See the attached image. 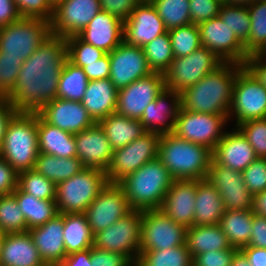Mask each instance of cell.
Listing matches in <instances>:
<instances>
[{
    "instance_id": "f5cc1de1",
    "label": "cell",
    "mask_w": 266,
    "mask_h": 266,
    "mask_svg": "<svg viewBox=\"0 0 266 266\" xmlns=\"http://www.w3.org/2000/svg\"><path fill=\"white\" fill-rule=\"evenodd\" d=\"M191 23L199 24L201 22L219 16L223 5L221 0H189Z\"/></svg>"
},
{
    "instance_id": "4dcf8cb0",
    "label": "cell",
    "mask_w": 266,
    "mask_h": 266,
    "mask_svg": "<svg viewBox=\"0 0 266 266\" xmlns=\"http://www.w3.org/2000/svg\"><path fill=\"white\" fill-rule=\"evenodd\" d=\"M194 225H216L226 211L223 200L206 178L197 180Z\"/></svg>"
},
{
    "instance_id": "89a4df30",
    "label": "cell",
    "mask_w": 266,
    "mask_h": 266,
    "mask_svg": "<svg viewBox=\"0 0 266 266\" xmlns=\"http://www.w3.org/2000/svg\"><path fill=\"white\" fill-rule=\"evenodd\" d=\"M223 3L230 5L248 6V0H225Z\"/></svg>"
},
{
    "instance_id": "03108f58",
    "label": "cell",
    "mask_w": 266,
    "mask_h": 266,
    "mask_svg": "<svg viewBox=\"0 0 266 266\" xmlns=\"http://www.w3.org/2000/svg\"><path fill=\"white\" fill-rule=\"evenodd\" d=\"M59 266H91L90 248L67 255Z\"/></svg>"
},
{
    "instance_id": "681fc988",
    "label": "cell",
    "mask_w": 266,
    "mask_h": 266,
    "mask_svg": "<svg viewBox=\"0 0 266 266\" xmlns=\"http://www.w3.org/2000/svg\"><path fill=\"white\" fill-rule=\"evenodd\" d=\"M23 18H38L51 23L54 4L50 0H13Z\"/></svg>"
},
{
    "instance_id": "e0dca14e",
    "label": "cell",
    "mask_w": 266,
    "mask_h": 266,
    "mask_svg": "<svg viewBox=\"0 0 266 266\" xmlns=\"http://www.w3.org/2000/svg\"><path fill=\"white\" fill-rule=\"evenodd\" d=\"M101 10L99 0H59L54 5L51 32L63 38L79 35Z\"/></svg>"
},
{
    "instance_id": "cb8c5ba5",
    "label": "cell",
    "mask_w": 266,
    "mask_h": 266,
    "mask_svg": "<svg viewBox=\"0 0 266 266\" xmlns=\"http://www.w3.org/2000/svg\"><path fill=\"white\" fill-rule=\"evenodd\" d=\"M64 214H58L43 225L28 230L45 264L59 266L67 256L64 240Z\"/></svg>"
},
{
    "instance_id": "9f6ffc18",
    "label": "cell",
    "mask_w": 266,
    "mask_h": 266,
    "mask_svg": "<svg viewBox=\"0 0 266 266\" xmlns=\"http://www.w3.org/2000/svg\"><path fill=\"white\" fill-rule=\"evenodd\" d=\"M101 9L118 17L123 22L131 15L139 2L137 0H99Z\"/></svg>"
},
{
    "instance_id": "f35d334b",
    "label": "cell",
    "mask_w": 266,
    "mask_h": 266,
    "mask_svg": "<svg viewBox=\"0 0 266 266\" xmlns=\"http://www.w3.org/2000/svg\"><path fill=\"white\" fill-rule=\"evenodd\" d=\"M186 244L164 250L140 251L136 266H193Z\"/></svg>"
},
{
    "instance_id": "b9f144b4",
    "label": "cell",
    "mask_w": 266,
    "mask_h": 266,
    "mask_svg": "<svg viewBox=\"0 0 266 266\" xmlns=\"http://www.w3.org/2000/svg\"><path fill=\"white\" fill-rule=\"evenodd\" d=\"M189 0H154L151 4L167 31L191 24Z\"/></svg>"
},
{
    "instance_id": "3957f363",
    "label": "cell",
    "mask_w": 266,
    "mask_h": 266,
    "mask_svg": "<svg viewBox=\"0 0 266 266\" xmlns=\"http://www.w3.org/2000/svg\"><path fill=\"white\" fill-rule=\"evenodd\" d=\"M158 159L174 180H199L208 177L212 151L203 145L163 134L159 140Z\"/></svg>"
},
{
    "instance_id": "74e56055",
    "label": "cell",
    "mask_w": 266,
    "mask_h": 266,
    "mask_svg": "<svg viewBox=\"0 0 266 266\" xmlns=\"http://www.w3.org/2000/svg\"><path fill=\"white\" fill-rule=\"evenodd\" d=\"M88 82L83 68L67 59L58 81L57 98L81 102Z\"/></svg>"
},
{
    "instance_id": "db71d44e",
    "label": "cell",
    "mask_w": 266,
    "mask_h": 266,
    "mask_svg": "<svg viewBox=\"0 0 266 266\" xmlns=\"http://www.w3.org/2000/svg\"><path fill=\"white\" fill-rule=\"evenodd\" d=\"M236 248L200 253L193 257V266H231Z\"/></svg>"
},
{
    "instance_id": "91938a15",
    "label": "cell",
    "mask_w": 266,
    "mask_h": 266,
    "mask_svg": "<svg viewBox=\"0 0 266 266\" xmlns=\"http://www.w3.org/2000/svg\"><path fill=\"white\" fill-rule=\"evenodd\" d=\"M89 81L107 79L110 76V60L109 54L106 53L96 62L86 63L83 68Z\"/></svg>"
},
{
    "instance_id": "94428289",
    "label": "cell",
    "mask_w": 266,
    "mask_h": 266,
    "mask_svg": "<svg viewBox=\"0 0 266 266\" xmlns=\"http://www.w3.org/2000/svg\"><path fill=\"white\" fill-rule=\"evenodd\" d=\"M247 246L266 249V217L253 216L252 232Z\"/></svg>"
},
{
    "instance_id": "9c48e42d",
    "label": "cell",
    "mask_w": 266,
    "mask_h": 266,
    "mask_svg": "<svg viewBox=\"0 0 266 266\" xmlns=\"http://www.w3.org/2000/svg\"><path fill=\"white\" fill-rule=\"evenodd\" d=\"M160 137L157 133L145 132L128 145L114 149L105 172L108 183H118L142 165L157 159Z\"/></svg>"
},
{
    "instance_id": "30bf717a",
    "label": "cell",
    "mask_w": 266,
    "mask_h": 266,
    "mask_svg": "<svg viewBox=\"0 0 266 266\" xmlns=\"http://www.w3.org/2000/svg\"><path fill=\"white\" fill-rule=\"evenodd\" d=\"M223 62L208 48L200 46L191 54L174 58L164 74L165 88L181 93L214 71Z\"/></svg>"
},
{
    "instance_id": "bcb514c9",
    "label": "cell",
    "mask_w": 266,
    "mask_h": 266,
    "mask_svg": "<svg viewBox=\"0 0 266 266\" xmlns=\"http://www.w3.org/2000/svg\"><path fill=\"white\" fill-rule=\"evenodd\" d=\"M174 58L191 54L201 46L198 24H188L168 31Z\"/></svg>"
},
{
    "instance_id": "83f0119b",
    "label": "cell",
    "mask_w": 266,
    "mask_h": 266,
    "mask_svg": "<svg viewBox=\"0 0 266 266\" xmlns=\"http://www.w3.org/2000/svg\"><path fill=\"white\" fill-rule=\"evenodd\" d=\"M118 89L110 78L88 82L81 103L95 122L116 112Z\"/></svg>"
},
{
    "instance_id": "e575fe53",
    "label": "cell",
    "mask_w": 266,
    "mask_h": 266,
    "mask_svg": "<svg viewBox=\"0 0 266 266\" xmlns=\"http://www.w3.org/2000/svg\"><path fill=\"white\" fill-rule=\"evenodd\" d=\"M252 210H226L219 221V226L227 236L232 248L246 247L252 232Z\"/></svg>"
},
{
    "instance_id": "d6a6232c",
    "label": "cell",
    "mask_w": 266,
    "mask_h": 266,
    "mask_svg": "<svg viewBox=\"0 0 266 266\" xmlns=\"http://www.w3.org/2000/svg\"><path fill=\"white\" fill-rule=\"evenodd\" d=\"M98 123L104 129L113 150L128 145L145 133L139 120L128 118L116 112L101 119Z\"/></svg>"
},
{
    "instance_id": "7dc6e473",
    "label": "cell",
    "mask_w": 266,
    "mask_h": 266,
    "mask_svg": "<svg viewBox=\"0 0 266 266\" xmlns=\"http://www.w3.org/2000/svg\"><path fill=\"white\" fill-rule=\"evenodd\" d=\"M68 60L84 68L86 63L98 61L106 53L92 44L86 43L78 35L66 38Z\"/></svg>"
},
{
    "instance_id": "4316f807",
    "label": "cell",
    "mask_w": 266,
    "mask_h": 266,
    "mask_svg": "<svg viewBox=\"0 0 266 266\" xmlns=\"http://www.w3.org/2000/svg\"><path fill=\"white\" fill-rule=\"evenodd\" d=\"M170 97L173 98L171 105L166 106L167 98ZM180 108V93L165 89L154 101L149 103L139 121L145 132L159 135L173 133Z\"/></svg>"
},
{
    "instance_id": "ee69618b",
    "label": "cell",
    "mask_w": 266,
    "mask_h": 266,
    "mask_svg": "<svg viewBox=\"0 0 266 266\" xmlns=\"http://www.w3.org/2000/svg\"><path fill=\"white\" fill-rule=\"evenodd\" d=\"M0 230L4 233L28 232L25 217L13 194L0 196Z\"/></svg>"
},
{
    "instance_id": "8fae6325",
    "label": "cell",
    "mask_w": 266,
    "mask_h": 266,
    "mask_svg": "<svg viewBox=\"0 0 266 266\" xmlns=\"http://www.w3.org/2000/svg\"><path fill=\"white\" fill-rule=\"evenodd\" d=\"M228 119L227 115L198 113L180 108L173 134L213 151L225 133L222 128Z\"/></svg>"
},
{
    "instance_id": "6125c7cd",
    "label": "cell",
    "mask_w": 266,
    "mask_h": 266,
    "mask_svg": "<svg viewBox=\"0 0 266 266\" xmlns=\"http://www.w3.org/2000/svg\"><path fill=\"white\" fill-rule=\"evenodd\" d=\"M18 112L6 98H0V148L2 147L8 123Z\"/></svg>"
},
{
    "instance_id": "5b68a950",
    "label": "cell",
    "mask_w": 266,
    "mask_h": 266,
    "mask_svg": "<svg viewBox=\"0 0 266 266\" xmlns=\"http://www.w3.org/2000/svg\"><path fill=\"white\" fill-rule=\"evenodd\" d=\"M38 154L37 113L18 112L8 123L0 157L19 173L34 169Z\"/></svg>"
},
{
    "instance_id": "44dd1931",
    "label": "cell",
    "mask_w": 266,
    "mask_h": 266,
    "mask_svg": "<svg viewBox=\"0 0 266 266\" xmlns=\"http://www.w3.org/2000/svg\"><path fill=\"white\" fill-rule=\"evenodd\" d=\"M76 157L85 168H96L106 172L112 158L113 149L104 129L96 122L90 128L74 134Z\"/></svg>"
},
{
    "instance_id": "7bdbcfd3",
    "label": "cell",
    "mask_w": 266,
    "mask_h": 266,
    "mask_svg": "<svg viewBox=\"0 0 266 266\" xmlns=\"http://www.w3.org/2000/svg\"><path fill=\"white\" fill-rule=\"evenodd\" d=\"M17 187L40 200L55 201L56 199L57 185L34 169L18 173Z\"/></svg>"
},
{
    "instance_id": "816d5d0a",
    "label": "cell",
    "mask_w": 266,
    "mask_h": 266,
    "mask_svg": "<svg viewBox=\"0 0 266 266\" xmlns=\"http://www.w3.org/2000/svg\"><path fill=\"white\" fill-rule=\"evenodd\" d=\"M245 185L252 195L266 190V158H257L243 172Z\"/></svg>"
},
{
    "instance_id": "680465c9",
    "label": "cell",
    "mask_w": 266,
    "mask_h": 266,
    "mask_svg": "<svg viewBox=\"0 0 266 266\" xmlns=\"http://www.w3.org/2000/svg\"><path fill=\"white\" fill-rule=\"evenodd\" d=\"M242 66L252 78L266 89V58L259 54L248 55Z\"/></svg>"
},
{
    "instance_id": "7c38bea8",
    "label": "cell",
    "mask_w": 266,
    "mask_h": 266,
    "mask_svg": "<svg viewBox=\"0 0 266 266\" xmlns=\"http://www.w3.org/2000/svg\"><path fill=\"white\" fill-rule=\"evenodd\" d=\"M186 229L160 209L144 210L140 251L164 250L185 245Z\"/></svg>"
},
{
    "instance_id": "1f68e13d",
    "label": "cell",
    "mask_w": 266,
    "mask_h": 266,
    "mask_svg": "<svg viewBox=\"0 0 266 266\" xmlns=\"http://www.w3.org/2000/svg\"><path fill=\"white\" fill-rule=\"evenodd\" d=\"M185 244L192 258L200 253L232 249L223 230L216 225H193L186 229Z\"/></svg>"
},
{
    "instance_id": "f546056e",
    "label": "cell",
    "mask_w": 266,
    "mask_h": 266,
    "mask_svg": "<svg viewBox=\"0 0 266 266\" xmlns=\"http://www.w3.org/2000/svg\"><path fill=\"white\" fill-rule=\"evenodd\" d=\"M37 134L39 153L61 158L76 157L74 134L46 123L38 114Z\"/></svg>"
},
{
    "instance_id": "9a60e30c",
    "label": "cell",
    "mask_w": 266,
    "mask_h": 266,
    "mask_svg": "<svg viewBox=\"0 0 266 266\" xmlns=\"http://www.w3.org/2000/svg\"><path fill=\"white\" fill-rule=\"evenodd\" d=\"M165 76L152 73L118 90L116 113L140 120L145 108L165 90Z\"/></svg>"
},
{
    "instance_id": "c3c4849f",
    "label": "cell",
    "mask_w": 266,
    "mask_h": 266,
    "mask_svg": "<svg viewBox=\"0 0 266 266\" xmlns=\"http://www.w3.org/2000/svg\"><path fill=\"white\" fill-rule=\"evenodd\" d=\"M237 127L258 158H266V118L240 123Z\"/></svg>"
},
{
    "instance_id": "52a82bcc",
    "label": "cell",
    "mask_w": 266,
    "mask_h": 266,
    "mask_svg": "<svg viewBox=\"0 0 266 266\" xmlns=\"http://www.w3.org/2000/svg\"><path fill=\"white\" fill-rule=\"evenodd\" d=\"M51 34V23L21 17L0 28V54L26 60Z\"/></svg>"
},
{
    "instance_id": "6f0895ef",
    "label": "cell",
    "mask_w": 266,
    "mask_h": 266,
    "mask_svg": "<svg viewBox=\"0 0 266 266\" xmlns=\"http://www.w3.org/2000/svg\"><path fill=\"white\" fill-rule=\"evenodd\" d=\"M18 172L0 157V196L13 194L17 189Z\"/></svg>"
},
{
    "instance_id": "6da1fadb",
    "label": "cell",
    "mask_w": 266,
    "mask_h": 266,
    "mask_svg": "<svg viewBox=\"0 0 266 266\" xmlns=\"http://www.w3.org/2000/svg\"><path fill=\"white\" fill-rule=\"evenodd\" d=\"M68 59L66 38L51 34L21 65L14 88L4 97L17 112L37 113L57 98Z\"/></svg>"
},
{
    "instance_id": "8992f818",
    "label": "cell",
    "mask_w": 266,
    "mask_h": 266,
    "mask_svg": "<svg viewBox=\"0 0 266 266\" xmlns=\"http://www.w3.org/2000/svg\"><path fill=\"white\" fill-rule=\"evenodd\" d=\"M107 184L105 171L96 168H84L80 173L58 183L55 199L58 213H85Z\"/></svg>"
},
{
    "instance_id": "2644e50d",
    "label": "cell",
    "mask_w": 266,
    "mask_h": 266,
    "mask_svg": "<svg viewBox=\"0 0 266 266\" xmlns=\"http://www.w3.org/2000/svg\"><path fill=\"white\" fill-rule=\"evenodd\" d=\"M6 233L0 230V261H1V256H2V247H3V242L5 239Z\"/></svg>"
},
{
    "instance_id": "277c9868",
    "label": "cell",
    "mask_w": 266,
    "mask_h": 266,
    "mask_svg": "<svg viewBox=\"0 0 266 266\" xmlns=\"http://www.w3.org/2000/svg\"><path fill=\"white\" fill-rule=\"evenodd\" d=\"M174 179L157 158L125 176L117 184L132 210L159 209Z\"/></svg>"
},
{
    "instance_id": "e7e4bbea",
    "label": "cell",
    "mask_w": 266,
    "mask_h": 266,
    "mask_svg": "<svg viewBox=\"0 0 266 266\" xmlns=\"http://www.w3.org/2000/svg\"><path fill=\"white\" fill-rule=\"evenodd\" d=\"M250 266H266V249L246 246L240 249Z\"/></svg>"
},
{
    "instance_id": "7402d4cb",
    "label": "cell",
    "mask_w": 266,
    "mask_h": 266,
    "mask_svg": "<svg viewBox=\"0 0 266 266\" xmlns=\"http://www.w3.org/2000/svg\"><path fill=\"white\" fill-rule=\"evenodd\" d=\"M166 32L163 20L151 3H139L124 21V41L129 45L144 47Z\"/></svg>"
},
{
    "instance_id": "d4e9b609",
    "label": "cell",
    "mask_w": 266,
    "mask_h": 266,
    "mask_svg": "<svg viewBox=\"0 0 266 266\" xmlns=\"http://www.w3.org/2000/svg\"><path fill=\"white\" fill-rule=\"evenodd\" d=\"M78 36L86 43L110 53L124 41V22L101 10Z\"/></svg>"
},
{
    "instance_id": "8d00e7d4",
    "label": "cell",
    "mask_w": 266,
    "mask_h": 266,
    "mask_svg": "<svg viewBox=\"0 0 266 266\" xmlns=\"http://www.w3.org/2000/svg\"><path fill=\"white\" fill-rule=\"evenodd\" d=\"M13 195L25 217L28 230L45 224L59 214L55 201L37 199L31 194L21 191L18 187Z\"/></svg>"
},
{
    "instance_id": "f1b7e54d",
    "label": "cell",
    "mask_w": 266,
    "mask_h": 266,
    "mask_svg": "<svg viewBox=\"0 0 266 266\" xmlns=\"http://www.w3.org/2000/svg\"><path fill=\"white\" fill-rule=\"evenodd\" d=\"M29 232L6 233L2 247L0 266H43Z\"/></svg>"
},
{
    "instance_id": "484cf974",
    "label": "cell",
    "mask_w": 266,
    "mask_h": 266,
    "mask_svg": "<svg viewBox=\"0 0 266 266\" xmlns=\"http://www.w3.org/2000/svg\"><path fill=\"white\" fill-rule=\"evenodd\" d=\"M258 157L245 136L236 127L225 132L212 151V159L220 165L243 172Z\"/></svg>"
},
{
    "instance_id": "ac0fdd59",
    "label": "cell",
    "mask_w": 266,
    "mask_h": 266,
    "mask_svg": "<svg viewBox=\"0 0 266 266\" xmlns=\"http://www.w3.org/2000/svg\"><path fill=\"white\" fill-rule=\"evenodd\" d=\"M109 54L110 81L119 90L152 74L143 47L121 42Z\"/></svg>"
},
{
    "instance_id": "a7ac6f4b",
    "label": "cell",
    "mask_w": 266,
    "mask_h": 266,
    "mask_svg": "<svg viewBox=\"0 0 266 266\" xmlns=\"http://www.w3.org/2000/svg\"><path fill=\"white\" fill-rule=\"evenodd\" d=\"M231 266H250L246 256L238 250L231 261Z\"/></svg>"
},
{
    "instance_id": "753ad0ef",
    "label": "cell",
    "mask_w": 266,
    "mask_h": 266,
    "mask_svg": "<svg viewBox=\"0 0 266 266\" xmlns=\"http://www.w3.org/2000/svg\"><path fill=\"white\" fill-rule=\"evenodd\" d=\"M139 3H152L154 0H137Z\"/></svg>"
},
{
    "instance_id": "2e32d148",
    "label": "cell",
    "mask_w": 266,
    "mask_h": 266,
    "mask_svg": "<svg viewBox=\"0 0 266 266\" xmlns=\"http://www.w3.org/2000/svg\"><path fill=\"white\" fill-rule=\"evenodd\" d=\"M201 46L208 48L222 62L243 64L248 56L234 32L216 16L198 24Z\"/></svg>"
},
{
    "instance_id": "f6af8a7d",
    "label": "cell",
    "mask_w": 266,
    "mask_h": 266,
    "mask_svg": "<svg viewBox=\"0 0 266 266\" xmlns=\"http://www.w3.org/2000/svg\"><path fill=\"white\" fill-rule=\"evenodd\" d=\"M219 16L244 45L248 40L251 27L248 7L223 3Z\"/></svg>"
},
{
    "instance_id": "11a10c76",
    "label": "cell",
    "mask_w": 266,
    "mask_h": 266,
    "mask_svg": "<svg viewBox=\"0 0 266 266\" xmlns=\"http://www.w3.org/2000/svg\"><path fill=\"white\" fill-rule=\"evenodd\" d=\"M91 266H134V263L120 252L90 248Z\"/></svg>"
},
{
    "instance_id": "7a4b0ae2",
    "label": "cell",
    "mask_w": 266,
    "mask_h": 266,
    "mask_svg": "<svg viewBox=\"0 0 266 266\" xmlns=\"http://www.w3.org/2000/svg\"><path fill=\"white\" fill-rule=\"evenodd\" d=\"M242 68L241 64L223 62L195 85L180 93L181 109L228 116L234 83Z\"/></svg>"
},
{
    "instance_id": "ba28073f",
    "label": "cell",
    "mask_w": 266,
    "mask_h": 266,
    "mask_svg": "<svg viewBox=\"0 0 266 266\" xmlns=\"http://www.w3.org/2000/svg\"><path fill=\"white\" fill-rule=\"evenodd\" d=\"M142 215L143 211L132 210L110 227L94 234L93 247L120 252L135 263L140 254Z\"/></svg>"
},
{
    "instance_id": "11e5206c",
    "label": "cell",
    "mask_w": 266,
    "mask_h": 266,
    "mask_svg": "<svg viewBox=\"0 0 266 266\" xmlns=\"http://www.w3.org/2000/svg\"><path fill=\"white\" fill-rule=\"evenodd\" d=\"M54 5L59 1V0H50Z\"/></svg>"
},
{
    "instance_id": "be15d7a7",
    "label": "cell",
    "mask_w": 266,
    "mask_h": 266,
    "mask_svg": "<svg viewBox=\"0 0 266 266\" xmlns=\"http://www.w3.org/2000/svg\"><path fill=\"white\" fill-rule=\"evenodd\" d=\"M20 18L21 16L13 0H0V28Z\"/></svg>"
},
{
    "instance_id": "4fadbf2b",
    "label": "cell",
    "mask_w": 266,
    "mask_h": 266,
    "mask_svg": "<svg viewBox=\"0 0 266 266\" xmlns=\"http://www.w3.org/2000/svg\"><path fill=\"white\" fill-rule=\"evenodd\" d=\"M233 112V113H232ZM235 114L236 126L266 118V89L242 68L236 77L228 118Z\"/></svg>"
},
{
    "instance_id": "60d3db41",
    "label": "cell",
    "mask_w": 266,
    "mask_h": 266,
    "mask_svg": "<svg viewBox=\"0 0 266 266\" xmlns=\"http://www.w3.org/2000/svg\"><path fill=\"white\" fill-rule=\"evenodd\" d=\"M148 66L153 73L165 74L174 59L168 31L143 47Z\"/></svg>"
},
{
    "instance_id": "8c879c8a",
    "label": "cell",
    "mask_w": 266,
    "mask_h": 266,
    "mask_svg": "<svg viewBox=\"0 0 266 266\" xmlns=\"http://www.w3.org/2000/svg\"><path fill=\"white\" fill-rule=\"evenodd\" d=\"M258 54L263 58H266V46Z\"/></svg>"
},
{
    "instance_id": "003e7915",
    "label": "cell",
    "mask_w": 266,
    "mask_h": 266,
    "mask_svg": "<svg viewBox=\"0 0 266 266\" xmlns=\"http://www.w3.org/2000/svg\"><path fill=\"white\" fill-rule=\"evenodd\" d=\"M252 212L254 215L266 217V190L253 195Z\"/></svg>"
},
{
    "instance_id": "ab89813d",
    "label": "cell",
    "mask_w": 266,
    "mask_h": 266,
    "mask_svg": "<svg viewBox=\"0 0 266 266\" xmlns=\"http://www.w3.org/2000/svg\"><path fill=\"white\" fill-rule=\"evenodd\" d=\"M247 7L251 27L244 48L248 55H256L266 46V1H255Z\"/></svg>"
},
{
    "instance_id": "603a6c76",
    "label": "cell",
    "mask_w": 266,
    "mask_h": 266,
    "mask_svg": "<svg viewBox=\"0 0 266 266\" xmlns=\"http://www.w3.org/2000/svg\"><path fill=\"white\" fill-rule=\"evenodd\" d=\"M197 180H174L159 208L175 223L194 225Z\"/></svg>"
},
{
    "instance_id": "ffe728a7",
    "label": "cell",
    "mask_w": 266,
    "mask_h": 266,
    "mask_svg": "<svg viewBox=\"0 0 266 266\" xmlns=\"http://www.w3.org/2000/svg\"><path fill=\"white\" fill-rule=\"evenodd\" d=\"M37 114L46 123L72 134L90 128L96 123L79 101L55 98L44 105Z\"/></svg>"
},
{
    "instance_id": "34e18365",
    "label": "cell",
    "mask_w": 266,
    "mask_h": 266,
    "mask_svg": "<svg viewBox=\"0 0 266 266\" xmlns=\"http://www.w3.org/2000/svg\"><path fill=\"white\" fill-rule=\"evenodd\" d=\"M255 1H260V0H248V5L252 2H255Z\"/></svg>"
},
{
    "instance_id": "d6986e66",
    "label": "cell",
    "mask_w": 266,
    "mask_h": 266,
    "mask_svg": "<svg viewBox=\"0 0 266 266\" xmlns=\"http://www.w3.org/2000/svg\"><path fill=\"white\" fill-rule=\"evenodd\" d=\"M207 179L220 194L226 210H252L253 195L243 181L242 172L212 159Z\"/></svg>"
},
{
    "instance_id": "d590c367",
    "label": "cell",
    "mask_w": 266,
    "mask_h": 266,
    "mask_svg": "<svg viewBox=\"0 0 266 266\" xmlns=\"http://www.w3.org/2000/svg\"><path fill=\"white\" fill-rule=\"evenodd\" d=\"M85 167L77 157L61 158L39 153L34 170L56 185L80 173Z\"/></svg>"
},
{
    "instance_id": "5bb4252c",
    "label": "cell",
    "mask_w": 266,
    "mask_h": 266,
    "mask_svg": "<svg viewBox=\"0 0 266 266\" xmlns=\"http://www.w3.org/2000/svg\"><path fill=\"white\" fill-rule=\"evenodd\" d=\"M132 209L123 189L108 183L85 211L92 234L102 231L126 216Z\"/></svg>"
},
{
    "instance_id": "836d02e7",
    "label": "cell",
    "mask_w": 266,
    "mask_h": 266,
    "mask_svg": "<svg viewBox=\"0 0 266 266\" xmlns=\"http://www.w3.org/2000/svg\"><path fill=\"white\" fill-rule=\"evenodd\" d=\"M93 237L85 213L64 214L63 240L67 255L93 247Z\"/></svg>"
},
{
    "instance_id": "f907efd6",
    "label": "cell",
    "mask_w": 266,
    "mask_h": 266,
    "mask_svg": "<svg viewBox=\"0 0 266 266\" xmlns=\"http://www.w3.org/2000/svg\"><path fill=\"white\" fill-rule=\"evenodd\" d=\"M23 62L22 58L3 57L0 54V98L14 88Z\"/></svg>"
}]
</instances>
